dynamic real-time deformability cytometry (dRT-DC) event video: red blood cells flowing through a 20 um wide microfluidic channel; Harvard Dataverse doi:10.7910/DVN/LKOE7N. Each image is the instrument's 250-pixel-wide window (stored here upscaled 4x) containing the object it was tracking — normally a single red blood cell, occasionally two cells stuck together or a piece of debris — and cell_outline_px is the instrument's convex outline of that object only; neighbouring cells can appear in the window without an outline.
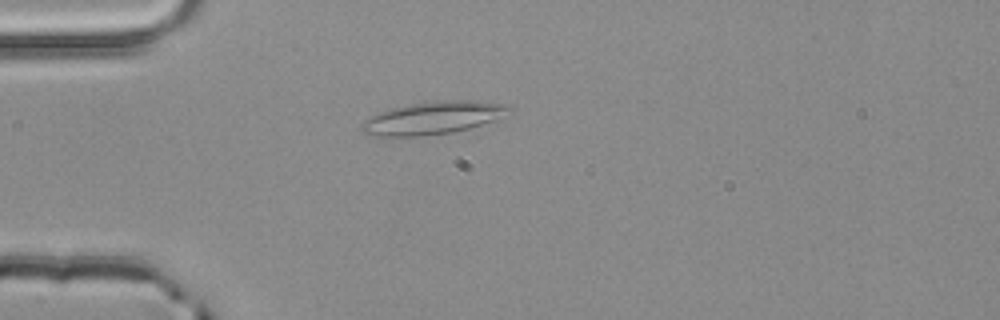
{"species": "common noctule bat (a hibernating species)", "species_latin": "Nyctalus noctula", "temperature_condition": "room temperature", "stored_images_in_passage": 3, "camera_frame_rate_fps": 3000, "um_per_image_px": 0.085, "animal": {"sex": "male", "body_mass_g": 20.4}, "frame": {"image": 1, "passage_image": 3, "time_ms": 0.667, "image_size_px": [1000, 320], "cell_outline_px": [[516, 108], [496, 120], [468, 128], [452, 132], [420, 136], [368, 136], [360, 132], [360, 124], [368, 116], [392, 108], [412, 104], [444, 100], [476, 100], [508, 104]], "centroid_in_image_um": [36.8, 10.02], "position_along_channel_um": 48.2, "area_um2": 28.32}}